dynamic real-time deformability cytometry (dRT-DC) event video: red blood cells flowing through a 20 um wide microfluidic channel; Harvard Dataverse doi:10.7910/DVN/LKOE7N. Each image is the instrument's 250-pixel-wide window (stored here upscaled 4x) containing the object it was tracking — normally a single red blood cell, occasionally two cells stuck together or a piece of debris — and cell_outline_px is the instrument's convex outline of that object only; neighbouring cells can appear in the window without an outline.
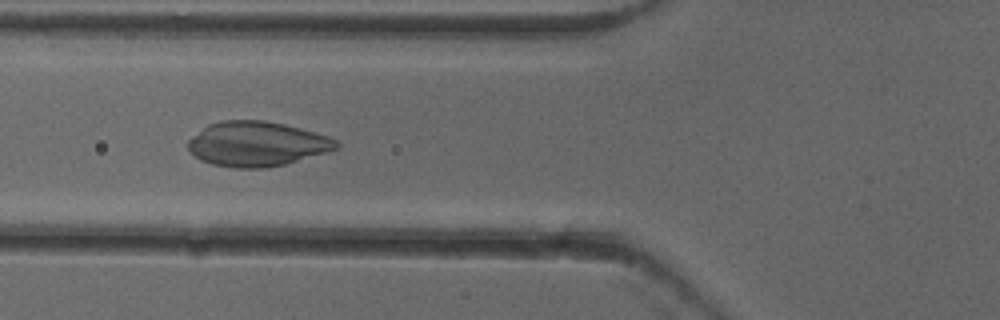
{"species": "common noctule bat (a hibernating species)", "species_latin": "Nyctalus noctula", "temperature_condition": "cold", "stored_images_in_passage": 52, "camera_frame_rate_fps": 3000, "um_per_image_px": 0.085, "animal": {"sex": "female"}, "frame": {"image": 1, "passage_image": 20, "time_ms": 6.333, "image_size_px": [1000, 320], "cell_outline_px": [[340, 148], [328, 152], [284, 164], [268, 168], [236, 168], [212, 164], [200, 160], [188, 148], [188, 140], [192, 136], [208, 124], [220, 120], [264, 120], [284, 124], [300, 128], [328, 136], [336, 140], [340, 144]], "centroid_in_image_um": [21.84, 12.23], "position_along_channel_um": 104.0, "area_um2": 38.73}}
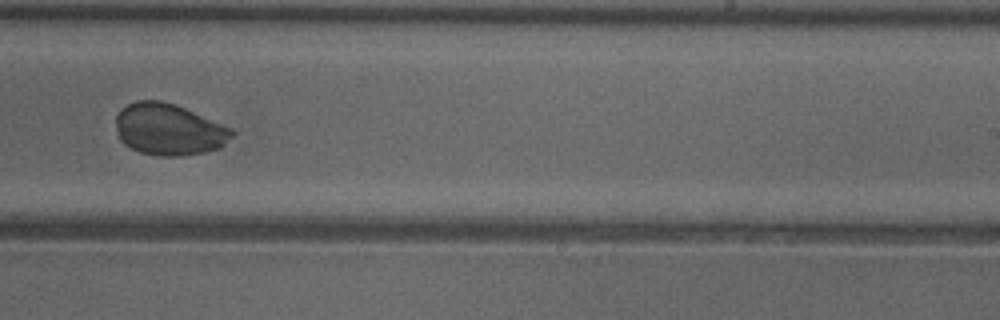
{"frame": {"image": 2, "passage_image": 33, "time_ms": 10.667, "image_size_px": [1000, 320], "cell_outline_px": [[236, 132], [220, 148], [204, 152], [184, 156], [156, 156], [140, 152], [124, 144], [120, 140], [116, 128], [116, 116], [120, 108], [136, 100], [160, 100], [176, 104], [232, 128]], "centroid_in_image_um": [14.34, 11.0], "position_along_channel_um": 274.7, "area_um2": 35.14}}
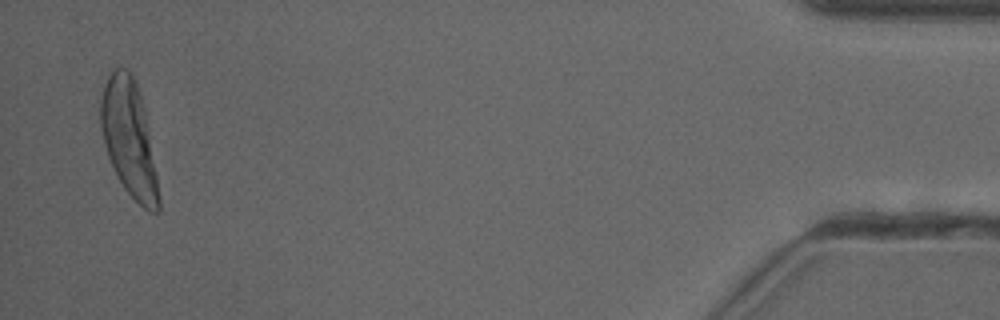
{"frame": {"image": 3, "passage_image": 51, "time_ms": 16.667, "image_size_px": [1000, 320], "cell_outline_px": [[160, 212], [148, 212], [124, 188], [108, 156], [104, 144], [100, 128], [100, 100], [104, 84], [108, 76], [116, 68], [128, 68], [136, 84], [144, 108], [148, 128], [160, 196]], "centroid_in_image_um": [10.96, 11.77], "position_along_channel_um": 424.2, "area_um2": 38.78}}